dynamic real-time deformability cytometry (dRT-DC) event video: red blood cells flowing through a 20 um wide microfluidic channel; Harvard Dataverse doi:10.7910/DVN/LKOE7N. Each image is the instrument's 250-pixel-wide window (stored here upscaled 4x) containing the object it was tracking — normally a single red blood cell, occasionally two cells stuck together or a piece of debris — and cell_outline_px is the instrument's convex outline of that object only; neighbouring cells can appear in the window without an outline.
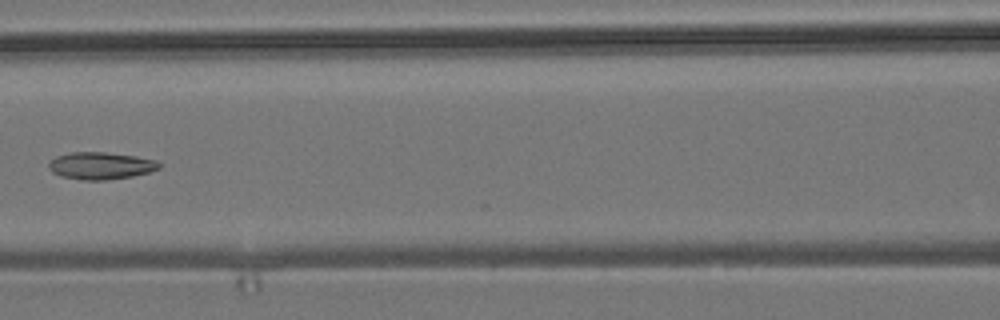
{"species": "common noctule bat (a hibernating species)", "species_latin": "Nyctalus noctula", "temperature_condition": "room temperature", "stored_images_in_passage": 8, "camera_frame_rate_fps": 3000, "um_per_image_px": 0.085, "animal": {"sex": "male", "body_mass_g": 19.2, "forearm_length_mm": 51.8}, "frame": {"image": 1, "passage_image": 8, "time_ms": 8.0, "image_size_px": [1000, 320], "cell_outline_px": [[160, 168], [148, 172], [132, 176], [104, 180], [84, 180], [60, 176], [52, 172], [48, 168], [48, 164], [56, 156], [72, 152], [104, 152], [136, 156], [156, 160], [160, 164]], "centroid_in_image_um": [8.54, 14.08], "position_along_channel_um": 158.1, "area_um2": 17.4}}